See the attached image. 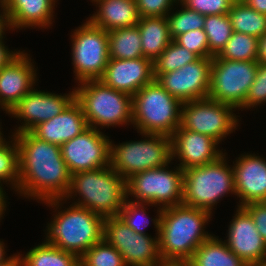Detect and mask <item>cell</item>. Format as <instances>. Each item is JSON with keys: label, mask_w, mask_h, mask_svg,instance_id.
Instances as JSON below:
<instances>
[{"label": "cell", "mask_w": 266, "mask_h": 266, "mask_svg": "<svg viewBox=\"0 0 266 266\" xmlns=\"http://www.w3.org/2000/svg\"><path fill=\"white\" fill-rule=\"evenodd\" d=\"M19 148V184L17 195L26 199H64L71 174L58 145L35 137L31 132L12 134Z\"/></svg>", "instance_id": "obj_1"}, {"label": "cell", "mask_w": 266, "mask_h": 266, "mask_svg": "<svg viewBox=\"0 0 266 266\" xmlns=\"http://www.w3.org/2000/svg\"><path fill=\"white\" fill-rule=\"evenodd\" d=\"M212 216L207 210L184 204L163 208L158 236L163 261L187 263L196 249L213 235L205 231Z\"/></svg>", "instance_id": "obj_2"}, {"label": "cell", "mask_w": 266, "mask_h": 266, "mask_svg": "<svg viewBox=\"0 0 266 266\" xmlns=\"http://www.w3.org/2000/svg\"><path fill=\"white\" fill-rule=\"evenodd\" d=\"M43 203L54 208L51 221L47 223L44 231V239L48 243L80 258L90 247L103 239V216L73 204L65 208L63 205L67 203L63 198Z\"/></svg>", "instance_id": "obj_3"}, {"label": "cell", "mask_w": 266, "mask_h": 266, "mask_svg": "<svg viewBox=\"0 0 266 266\" xmlns=\"http://www.w3.org/2000/svg\"><path fill=\"white\" fill-rule=\"evenodd\" d=\"M64 200L104 218L117 216L126 200V180L110 166L74 173Z\"/></svg>", "instance_id": "obj_4"}, {"label": "cell", "mask_w": 266, "mask_h": 266, "mask_svg": "<svg viewBox=\"0 0 266 266\" xmlns=\"http://www.w3.org/2000/svg\"><path fill=\"white\" fill-rule=\"evenodd\" d=\"M77 85L74 87L75 100L89 127L102 130L132 125L131 95L108 87L100 80L83 81Z\"/></svg>", "instance_id": "obj_5"}, {"label": "cell", "mask_w": 266, "mask_h": 266, "mask_svg": "<svg viewBox=\"0 0 266 266\" xmlns=\"http://www.w3.org/2000/svg\"><path fill=\"white\" fill-rule=\"evenodd\" d=\"M227 156L225 152L212 163L184 170L182 204L213 214V209L223 197L229 194L236 197L234 170L228 164Z\"/></svg>", "instance_id": "obj_6"}, {"label": "cell", "mask_w": 266, "mask_h": 266, "mask_svg": "<svg viewBox=\"0 0 266 266\" xmlns=\"http://www.w3.org/2000/svg\"><path fill=\"white\" fill-rule=\"evenodd\" d=\"M181 105L154 80L132 96V126L137 133L171 136L181 125Z\"/></svg>", "instance_id": "obj_7"}, {"label": "cell", "mask_w": 266, "mask_h": 266, "mask_svg": "<svg viewBox=\"0 0 266 266\" xmlns=\"http://www.w3.org/2000/svg\"><path fill=\"white\" fill-rule=\"evenodd\" d=\"M143 139L114 144L110 141L109 166L125 180L136 173L160 168L172 161L171 137L139 133Z\"/></svg>", "instance_id": "obj_8"}, {"label": "cell", "mask_w": 266, "mask_h": 266, "mask_svg": "<svg viewBox=\"0 0 266 266\" xmlns=\"http://www.w3.org/2000/svg\"><path fill=\"white\" fill-rule=\"evenodd\" d=\"M172 163L174 162L136 173L128 178L126 199L161 208L182 204L184 170L178 165L170 168L169 165Z\"/></svg>", "instance_id": "obj_9"}, {"label": "cell", "mask_w": 266, "mask_h": 266, "mask_svg": "<svg viewBox=\"0 0 266 266\" xmlns=\"http://www.w3.org/2000/svg\"><path fill=\"white\" fill-rule=\"evenodd\" d=\"M71 32V59L76 84L99 80L110 59L108 32L88 19Z\"/></svg>", "instance_id": "obj_10"}, {"label": "cell", "mask_w": 266, "mask_h": 266, "mask_svg": "<svg viewBox=\"0 0 266 266\" xmlns=\"http://www.w3.org/2000/svg\"><path fill=\"white\" fill-rule=\"evenodd\" d=\"M257 61H233L212 58L208 97L245 110V98L255 80Z\"/></svg>", "instance_id": "obj_11"}, {"label": "cell", "mask_w": 266, "mask_h": 266, "mask_svg": "<svg viewBox=\"0 0 266 266\" xmlns=\"http://www.w3.org/2000/svg\"><path fill=\"white\" fill-rule=\"evenodd\" d=\"M236 110L232 105L209 97L185 102L181 105V126L222 143L239 127L240 116L234 113Z\"/></svg>", "instance_id": "obj_12"}, {"label": "cell", "mask_w": 266, "mask_h": 266, "mask_svg": "<svg viewBox=\"0 0 266 266\" xmlns=\"http://www.w3.org/2000/svg\"><path fill=\"white\" fill-rule=\"evenodd\" d=\"M158 236L136 233L118 216L104 218L103 238L121 253L126 266H158L164 263Z\"/></svg>", "instance_id": "obj_13"}, {"label": "cell", "mask_w": 266, "mask_h": 266, "mask_svg": "<svg viewBox=\"0 0 266 266\" xmlns=\"http://www.w3.org/2000/svg\"><path fill=\"white\" fill-rule=\"evenodd\" d=\"M110 141L101 130L88 127L60 146L70 174L109 166Z\"/></svg>", "instance_id": "obj_14"}, {"label": "cell", "mask_w": 266, "mask_h": 266, "mask_svg": "<svg viewBox=\"0 0 266 266\" xmlns=\"http://www.w3.org/2000/svg\"><path fill=\"white\" fill-rule=\"evenodd\" d=\"M71 90L67 94H56L33 88L8 113L21 124L12 134L30 132L39 123L59 115L75 99V90Z\"/></svg>", "instance_id": "obj_15"}, {"label": "cell", "mask_w": 266, "mask_h": 266, "mask_svg": "<svg viewBox=\"0 0 266 266\" xmlns=\"http://www.w3.org/2000/svg\"><path fill=\"white\" fill-rule=\"evenodd\" d=\"M212 58H198L184 67L160 74L155 80L181 103L208 97Z\"/></svg>", "instance_id": "obj_16"}, {"label": "cell", "mask_w": 266, "mask_h": 266, "mask_svg": "<svg viewBox=\"0 0 266 266\" xmlns=\"http://www.w3.org/2000/svg\"><path fill=\"white\" fill-rule=\"evenodd\" d=\"M37 75L34 60L25 50L0 69V109L4 113L8 114L35 87Z\"/></svg>", "instance_id": "obj_17"}, {"label": "cell", "mask_w": 266, "mask_h": 266, "mask_svg": "<svg viewBox=\"0 0 266 266\" xmlns=\"http://www.w3.org/2000/svg\"><path fill=\"white\" fill-rule=\"evenodd\" d=\"M171 137L172 161L185 170L193 166H201L218 160L225 154L220 150V143L212 137L184 129L181 125ZM224 152V153H223Z\"/></svg>", "instance_id": "obj_18"}, {"label": "cell", "mask_w": 266, "mask_h": 266, "mask_svg": "<svg viewBox=\"0 0 266 266\" xmlns=\"http://www.w3.org/2000/svg\"><path fill=\"white\" fill-rule=\"evenodd\" d=\"M231 219L227 238V247L247 265L266 261V243L259 234L250 214L243 207H236Z\"/></svg>", "instance_id": "obj_19"}, {"label": "cell", "mask_w": 266, "mask_h": 266, "mask_svg": "<svg viewBox=\"0 0 266 266\" xmlns=\"http://www.w3.org/2000/svg\"><path fill=\"white\" fill-rule=\"evenodd\" d=\"M256 154L244 152L233 160L235 191L239 198L236 207L266 199V159Z\"/></svg>", "instance_id": "obj_20"}, {"label": "cell", "mask_w": 266, "mask_h": 266, "mask_svg": "<svg viewBox=\"0 0 266 266\" xmlns=\"http://www.w3.org/2000/svg\"><path fill=\"white\" fill-rule=\"evenodd\" d=\"M99 80L108 87L133 96L155 80L153 61L145 57L109 59Z\"/></svg>", "instance_id": "obj_21"}, {"label": "cell", "mask_w": 266, "mask_h": 266, "mask_svg": "<svg viewBox=\"0 0 266 266\" xmlns=\"http://www.w3.org/2000/svg\"><path fill=\"white\" fill-rule=\"evenodd\" d=\"M0 1L7 13L10 29L18 31L28 28L49 29L53 25L55 7L59 0Z\"/></svg>", "instance_id": "obj_22"}, {"label": "cell", "mask_w": 266, "mask_h": 266, "mask_svg": "<svg viewBox=\"0 0 266 266\" xmlns=\"http://www.w3.org/2000/svg\"><path fill=\"white\" fill-rule=\"evenodd\" d=\"M88 127L82 108L74 99L59 115L39 123L30 132L40 140L61 146Z\"/></svg>", "instance_id": "obj_23"}, {"label": "cell", "mask_w": 266, "mask_h": 266, "mask_svg": "<svg viewBox=\"0 0 266 266\" xmlns=\"http://www.w3.org/2000/svg\"><path fill=\"white\" fill-rule=\"evenodd\" d=\"M97 8L87 19L109 32L137 25L140 15L135 0H90Z\"/></svg>", "instance_id": "obj_24"}, {"label": "cell", "mask_w": 266, "mask_h": 266, "mask_svg": "<svg viewBox=\"0 0 266 266\" xmlns=\"http://www.w3.org/2000/svg\"><path fill=\"white\" fill-rule=\"evenodd\" d=\"M137 27L140 31L143 57L154 61L172 41L167 18L140 17Z\"/></svg>", "instance_id": "obj_25"}, {"label": "cell", "mask_w": 266, "mask_h": 266, "mask_svg": "<svg viewBox=\"0 0 266 266\" xmlns=\"http://www.w3.org/2000/svg\"><path fill=\"white\" fill-rule=\"evenodd\" d=\"M187 266H247L219 236L212 235L194 252Z\"/></svg>", "instance_id": "obj_26"}, {"label": "cell", "mask_w": 266, "mask_h": 266, "mask_svg": "<svg viewBox=\"0 0 266 266\" xmlns=\"http://www.w3.org/2000/svg\"><path fill=\"white\" fill-rule=\"evenodd\" d=\"M21 266H80V258L48 243H42L30 248L24 255L20 253Z\"/></svg>", "instance_id": "obj_27"}, {"label": "cell", "mask_w": 266, "mask_h": 266, "mask_svg": "<svg viewBox=\"0 0 266 266\" xmlns=\"http://www.w3.org/2000/svg\"><path fill=\"white\" fill-rule=\"evenodd\" d=\"M108 43L110 59L143 57L140 31L137 25L109 31Z\"/></svg>", "instance_id": "obj_28"}, {"label": "cell", "mask_w": 266, "mask_h": 266, "mask_svg": "<svg viewBox=\"0 0 266 266\" xmlns=\"http://www.w3.org/2000/svg\"><path fill=\"white\" fill-rule=\"evenodd\" d=\"M228 16L235 32L257 38L266 33V15L255 11L244 2H233Z\"/></svg>", "instance_id": "obj_29"}, {"label": "cell", "mask_w": 266, "mask_h": 266, "mask_svg": "<svg viewBox=\"0 0 266 266\" xmlns=\"http://www.w3.org/2000/svg\"><path fill=\"white\" fill-rule=\"evenodd\" d=\"M151 206L157 208V212H155L157 213V217L155 216V218L148 217L146 210H149L148 207ZM162 210L163 208L155 205H151L148 203H135L126 199L122 209L120 210L117 216L134 232L139 234H148L145 231V228L149 226L151 221L155 228V234L159 235Z\"/></svg>", "instance_id": "obj_30"}, {"label": "cell", "mask_w": 266, "mask_h": 266, "mask_svg": "<svg viewBox=\"0 0 266 266\" xmlns=\"http://www.w3.org/2000/svg\"><path fill=\"white\" fill-rule=\"evenodd\" d=\"M259 38L233 31L217 59L233 61H257Z\"/></svg>", "instance_id": "obj_31"}, {"label": "cell", "mask_w": 266, "mask_h": 266, "mask_svg": "<svg viewBox=\"0 0 266 266\" xmlns=\"http://www.w3.org/2000/svg\"><path fill=\"white\" fill-rule=\"evenodd\" d=\"M11 136V137H10ZM0 146V187L3 183L10 187V190L17 192L19 184V148L14 136L11 134ZM8 184V185H7Z\"/></svg>", "instance_id": "obj_32"}, {"label": "cell", "mask_w": 266, "mask_h": 266, "mask_svg": "<svg viewBox=\"0 0 266 266\" xmlns=\"http://www.w3.org/2000/svg\"><path fill=\"white\" fill-rule=\"evenodd\" d=\"M198 58L195 53L172 40L153 61L154 78L156 79L160 74L180 69L186 64L196 61Z\"/></svg>", "instance_id": "obj_33"}, {"label": "cell", "mask_w": 266, "mask_h": 266, "mask_svg": "<svg viewBox=\"0 0 266 266\" xmlns=\"http://www.w3.org/2000/svg\"><path fill=\"white\" fill-rule=\"evenodd\" d=\"M209 51L213 56H217L230 39L233 29L228 14L205 16L204 28Z\"/></svg>", "instance_id": "obj_34"}, {"label": "cell", "mask_w": 266, "mask_h": 266, "mask_svg": "<svg viewBox=\"0 0 266 266\" xmlns=\"http://www.w3.org/2000/svg\"><path fill=\"white\" fill-rule=\"evenodd\" d=\"M177 5L181 6V10L177 9L175 6V8L166 15L172 40L188 31L204 28V15L187 8L180 1L177 2ZM174 10L176 11L173 12Z\"/></svg>", "instance_id": "obj_35"}, {"label": "cell", "mask_w": 266, "mask_h": 266, "mask_svg": "<svg viewBox=\"0 0 266 266\" xmlns=\"http://www.w3.org/2000/svg\"><path fill=\"white\" fill-rule=\"evenodd\" d=\"M80 266H126L121 253L104 238L81 257Z\"/></svg>", "instance_id": "obj_36"}, {"label": "cell", "mask_w": 266, "mask_h": 266, "mask_svg": "<svg viewBox=\"0 0 266 266\" xmlns=\"http://www.w3.org/2000/svg\"><path fill=\"white\" fill-rule=\"evenodd\" d=\"M174 41L195 53L199 58H213L209 51L208 38L203 29L191 30L177 36Z\"/></svg>", "instance_id": "obj_37"}, {"label": "cell", "mask_w": 266, "mask_h": 266, "mask_svg": "<svg viewBox=\"0 0 266 266\" xmlns=\"http://www.w3.org/2000/svg\"><path fill=\"white\" fill-rule=\"evenodd\" d=\"M264 103V104H263ZM266 103V64L258 63L254 82L245 98V110L259 108ZM263 104V105H262Z\"/></svg>", "instance_id": "obj_38"}, {"label": "cell", "mask_w": 266, "mask_h": 266, "mask_svg": "<svg viewBox=\"0 0 266 266\" xmlns=\"http://www.w3.org/2000/svg\"><path fill=\"white\" fill-rule=\"evenodd\" d=\"M187 8L194 10L201 15L228 14L232 0H179Z\"/></svg>", "instance_id": "obj_39"}, {"label": "cell", "mask_w": 266, "mask_h": 266, "mask_svg": "<svg viewBox=\"0 0 266 266\" xmlns=\"http://www.w3.org/2000/svg\"><path fill=\"white\" fill-rule=\"evenodd\" d=\"M179 0H135L140 17L166 16Z\"/></svg>", "instance_id": "obj_40"}, {"label": "cell", "mask_w": 266, "mask_h": 266, "mask_svg": "<svg viewBox=\"0 0 266 266\" xmlns=\"http://www.w3.org/2000/svg\"><path fill=\"white\" fill-rule=\"evenodd\" d=\"M243 208L252 217L256 229L266 243V205L263 202L249 203L244 205Z\"/></svg>", "instance_id": "obj_41"}, {"label": "cell", "mask_w": 266, "mask_h": 266, "mask_svg": "<svg viewBox=\"0 0 266 266\" xmlns=\"http://www.w3.org/2000/svg\"><path fill=\"white\" fill-rule=\"evenodd\" d=\"M5 37L6 35L0 38V69L3 66L9 64L16 56H18L22 52L21 50L9 49L8 46L5 45L6 43V41L4 40Z\"/></svg>", "instance_id": "obj_42"}, {"label": "cell", "mask_w": 266, "mask_h": 266, "mask_svg": "<svg viewBox=\"0 0 266 266\" xmlns=\"http://www.w3.org/2000/svg\"><path fill=\"white\" fill-rule=\"evenodd\" d=\"M11 30L7 13L0 1V38L4 37L6 31Z\"/></svg>", "instance_id": "obj_43"}, {"label": "cell", "mask_w": 266, "mask_h": 266, "mask_svg": "<svg viewBox=\"0 0 266 266\" xmlns=\"http://www.w3.org/2000/svg\"><path fill=\"white\" fill-rule=\"evenodd\" d=\"M243 2L255 11L266 15V0H243Z\"/></svg>", "instance_id": "obj_44"}, {"label": "cell", "mask_w": 266, "mask_h": 266, "mask_svg": "<svg viewBox=\"0 0 266 266\" xmlns=\"http://www.w3.org/2000/svg\"><path fill=\"white\" fill-rule=\"evenodd\" d=\"M257 62L266 64V33L259 38Z\"/></svg>", "instance_id": "obj_45"}, {"label": "cell", "mask_w": 266, "mask_h": 266, "mask_svg": "<svg viewBox=\"0 0 266 266\" xmlns=\"http://www.w3.org/2000/svg\"><path fill=\"white\" fill-rule=\"evenodd\" d=\"M0 266H21L20 253L17 252L16 254L10 255L7 260L0 263Z\"/></svg>", "instance_id": "obj_46"}, {"label": "cell", "mask_w": 266, "mask_h": 266, "mask_svg": "<svg viewBox=\"0 0 266 266\" xmlns=\"http://www.w3.org/2000/svg\"><path fill=\"white\" fill-rule=\"evenodd\" d=\"M7 194L4 190V188H1L0 187V222H1V219H3V217L5 216V211L7 210L6 208H8L7 206H9L7 204V200L6 199H9L7 198Z\"/></svg>", "instance_id": "obj_47"}, {"label": "cell", "mask_w": 266, "mask_h": 266, "mask_svg": "<svg viewBox=\"0 0 266 266\" xmlns=\"http://www.w3.org/2000/svg\"><path fill=\"white\" fill-rule=\"evenodd\" d=\"M5 248H7V247L4 244L3 239H2V241L0 239V263L3 262V261H5V260H7L9 258V256L7 257L5 255L6 254L5 251H7V249L5 250Z\"/></svg>", "instance_id": "obj_48"}, {"label": "cell", "mask_w": 266, "mask_h": 266, "mask_svg": "<svg viewBox=\"0 0 266 266\" xmlns=\"http://www.w3.org/2000/svg\"><path fill=\"white\" fill-rule=\"evenodd\" d=\"M158 266H187V263H172V262H164Z\"/></svg>", "instance_id": "obj_49"}, {"label": "cell", "mask_w": 266, "mask_h": 266, "mask_svg": "<svg viewBox=\"0 0 266 266\" xmlns=\"http://www.w3.org/2000/svg\"><path fill=\"white\" fill-rule=\"evenodd\" d=\"M1 121V120H0ZM2 123L0 122V146L6 141V140H8L7 138L5 139L4 138V134L2 133L3 131H1L3 128L1 127L2 125H1Z\"/></svg>", "instance_id": "obj_50"}, {"label": "cell", "mask_w": 266, "mask_h": 266, "mask_svg": "<svg viewBox=\"0 0 266 266\" xmlns=\"http://www.w3.org/2000/svg\"><path fill=\"white\" fill-rule=\"evenodd\" d=\"M247 266H266V261L265 262H258V263L248 264Z\"/></svg>", "instance_id": "obj_51"}, {"label": "cell", "mask_w": 266, "mask_h": 266, "mask_svg": "<svg viewBox=\"0 0 266 266\" xmlns=\"http://www.w3.org/2000/svg\"><path fill=\"white\" fill-rule=\"evenodd\" d=\"M233 2H243V0H232Z\"/></svg>", "instance_id": "obj_52"}]
</instances>
